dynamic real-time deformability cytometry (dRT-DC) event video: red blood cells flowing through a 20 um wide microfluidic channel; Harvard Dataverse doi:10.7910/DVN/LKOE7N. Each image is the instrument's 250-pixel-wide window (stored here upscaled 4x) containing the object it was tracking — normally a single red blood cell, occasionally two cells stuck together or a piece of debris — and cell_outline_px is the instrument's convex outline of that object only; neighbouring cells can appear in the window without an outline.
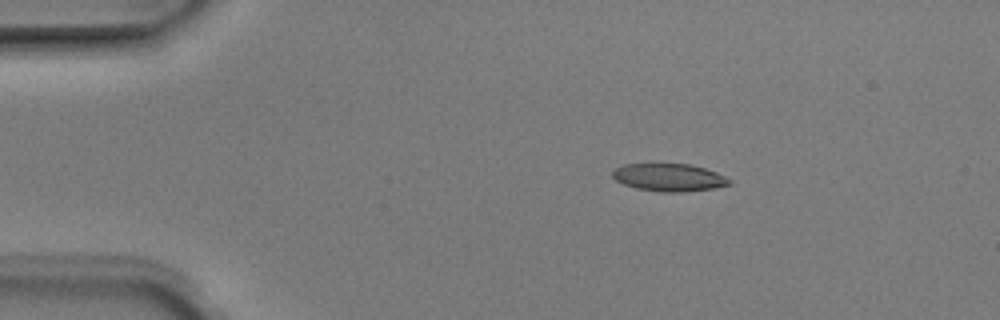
{"species": "Egyptian fruit bat (a non-hibernating species)", "species_latin": "Rousettus aegyptiacus", "temperature_condition": "room temperature", "stored_images_in_passage": 4, "camera_frame_rate_fps": 3000, "um_per_image_px": 0.085, "animal": {"sex": "male"}, "frame": {"image": 1, "passage_image": 3, "time_ms": 0.667, "image_size_px": [1000, 320], "cell_outline_px": [[732, 184], [712, 188], [684, 192], [660, 192], [636, 188], [624, 184], [616, 180], [612, 176], [612, 172], [616, 168], [624, 164], [688, 164], [704, 168], [716, 172], [732, 180]], "centroid_in_image_um": [56.87, 15.09], "position_along_channel_um": 28.1, "area_um2": 18.73}}